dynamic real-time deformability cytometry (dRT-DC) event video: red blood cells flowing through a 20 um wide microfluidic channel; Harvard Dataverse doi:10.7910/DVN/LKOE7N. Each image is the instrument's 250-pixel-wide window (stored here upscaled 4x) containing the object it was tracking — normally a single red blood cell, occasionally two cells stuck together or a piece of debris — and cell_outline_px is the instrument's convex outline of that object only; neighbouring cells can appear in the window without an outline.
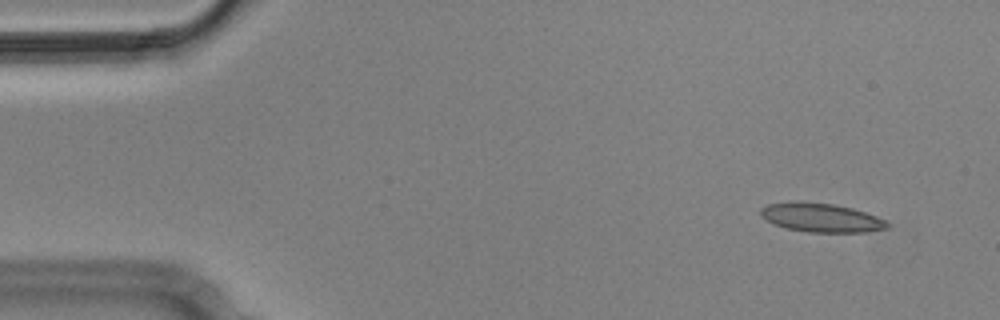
{"species": "Egyptian fruit bat (a non-hibernating species)", "species_latin": "Rousettus aegyptiacus", "temperature_condition": "cold", "stored_images_in_passage": 8, "camera_frame_rate_fps": 3000, "um_per_image_px": 0.085, "animal": {"sex": "male"}, "frame": {"image": 1, "passage_image": 1, "time_ms": 0.0, "image_size_px": [1000, 320], "cell_outline_px": [[888, 228], [864, 232], [808, 232], [788, 228], [776, 224], [760, 216], [760, 208], [768, 204], [832, 204], [852, 208], [876, 216], [884, 220], [888, 224]], "centroid_in_image_um": [69.85, 18.54], "position_along_channel_um": 15.1, "area_um2": 20.23}}
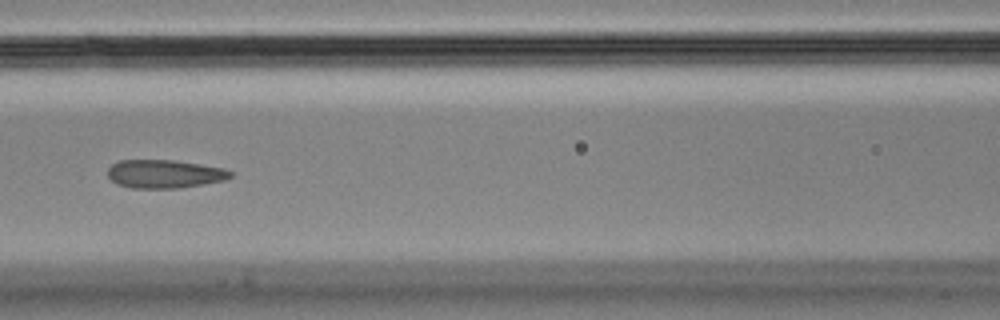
{"frame": {"image": 2, "passage_image": 6, "time_ms": 1.667, "image_size_px": [1000, 320], "cell_outline_px": [[232, 176], [224, 180], [204, 184], [180, 188], [132, 188], [116, 184], [108, 176], [108, 168], [112, 164], [120, 160], [176, 160], [224, 168], [232, 172]], "centroid_in_image_um": [13.98, 14.78], "position_along_channel_um": 152.6, "area_um2": 20.35}}
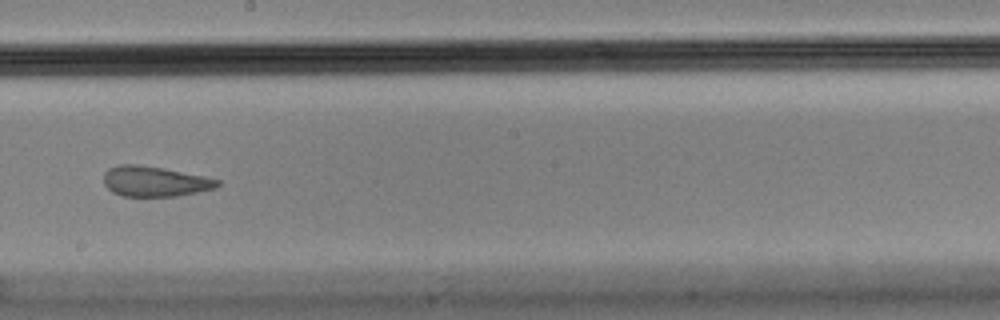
{"frame": {"image": 3, "passage_image": 8, "time_ms": 2.333, "image_size_px": [1000, 320], "cell_outline_px": [[220, 184], [216, 188], [176, 196], [124, 196], [112, 192], [104, 184], [104, 172], [108, 168], [116, 164], [140, 164], [164, 168], [204, 176], [220, 180]], "centroid_in_image_um": [13.13, 15.4], "position_along_channel_um": 235.1, "area_um2": 20.17}}